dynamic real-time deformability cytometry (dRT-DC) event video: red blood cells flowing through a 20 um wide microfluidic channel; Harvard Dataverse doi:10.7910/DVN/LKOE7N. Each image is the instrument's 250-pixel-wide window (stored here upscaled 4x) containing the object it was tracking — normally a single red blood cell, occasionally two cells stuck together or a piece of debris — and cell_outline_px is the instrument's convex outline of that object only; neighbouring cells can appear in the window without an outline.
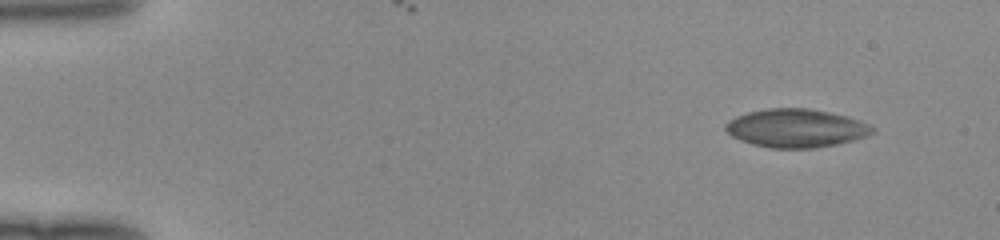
{"species": "human", "species_latin": "Homo sapiens", "temperature_condition": "room temperature", "stored_images_in_passage": 46, "camera_frame_rate_fps": 3000, "um_per_image_px": 0.085, "donor": {"sex": "female"}, "frame": {"image": 1, "passage_image": 1, "time_ms": 0.0, "image_size_px": [1000, 240], "cell_outline_px": [[876, 128], [872, 132], [864, 136], [852, 140], [836, 144], [816, 148], [768, 148], [752, 144], [740, 140], [732, 136], [724, 128], [724, 124], [728, 120], [736, 116], [748, 112], [768, 108], [808, 108], [848, 116], [860, 120]], "centroid_in_image_um": [67.63, 10.89], "position_along_channel_um": 17.4, "area_um2": 32.83}}
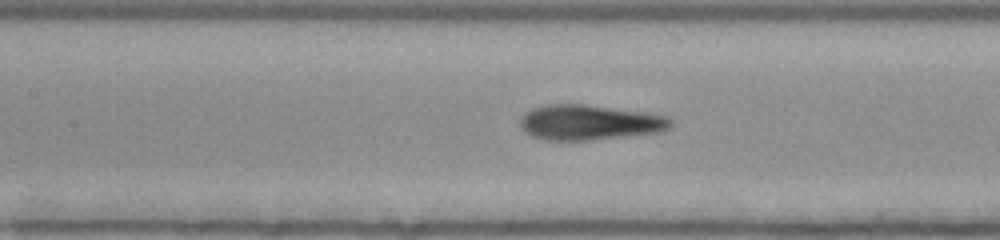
{"frame": {"image": 2, "passage_image": 20, "time_ms": 6.333, "image_size_px": [1000, 240], "cell_outline_px": [[672, 128], [664, 132], [588, 140], [544, 140], [532, 136], [524, 132], [520, 124], [520, 120], [524, 112], [532, 108], [544, 104], [584, 104], [644, 112], [668, 116], [672, 120]], "centroid_in_image_um": [50.12, 10.4], "position_along_channel_um": 157.3, "area_um2": 31.15}}
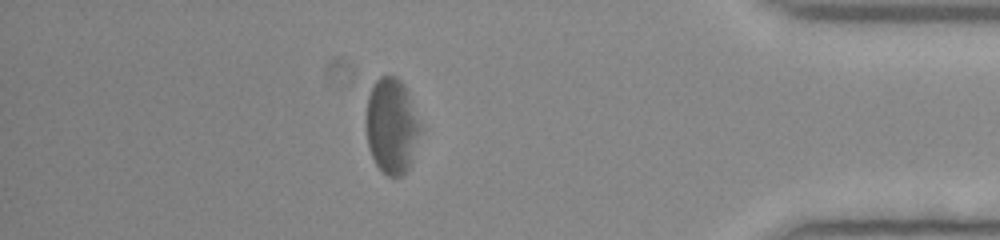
{"frame": {"image": 3, "passage_image": 40, "time_ms": 13.0, "image_size_px": [1000, 240], "cell_outline_px": [[420, 128], [412, 164], [400, 176], [388, 176], [376, 164], [368, 148], [368, 96], [376, 80], [380, 76], [396, 76], [408, 88], [420, 124]], "centroid_in_image_um": [33.33, 10.69], "position_along_channel_um": 401.9, "area_um2": 29.77}}